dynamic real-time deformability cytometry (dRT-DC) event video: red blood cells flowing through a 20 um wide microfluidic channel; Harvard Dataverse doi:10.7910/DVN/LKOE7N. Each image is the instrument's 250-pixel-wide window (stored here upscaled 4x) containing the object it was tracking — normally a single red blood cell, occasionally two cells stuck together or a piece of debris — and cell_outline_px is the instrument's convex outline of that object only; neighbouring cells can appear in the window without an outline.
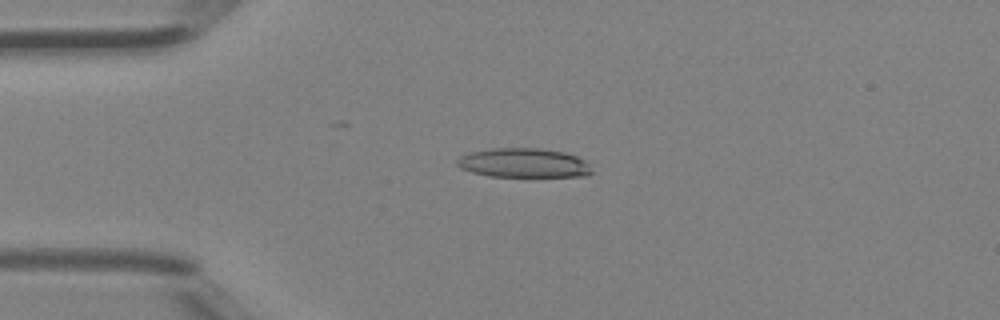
{"species": "Egyptian fruit bat (a non-hibernating species)", "species_latin": "Rousettus aegyptiacus", "temperature_condition": "room temperature", "stored_images_in_passage": 5, "camera_frame_rate_fps": 3000, "um_per_image_px": 0.085, "animal": {"sex": "female"}, "frame": {"image": 1, "passage_image": 3, "time_ms": 0.667, "image_size_px": [1000, 320], "cell_outline_px": [[592, 172], [588, 176], [488, 176], [472, 172], [460, 168], [456, 164], [456, 160], [460, 156], [468, 152], [488, 148], [540, 148], [564, 152], [576, 156], [584, 160], [588, 164]], "centroid_in_image_um": [44.47, 13.84], "position_along_channel_um": 40.5, "area_um2": 23.06}}
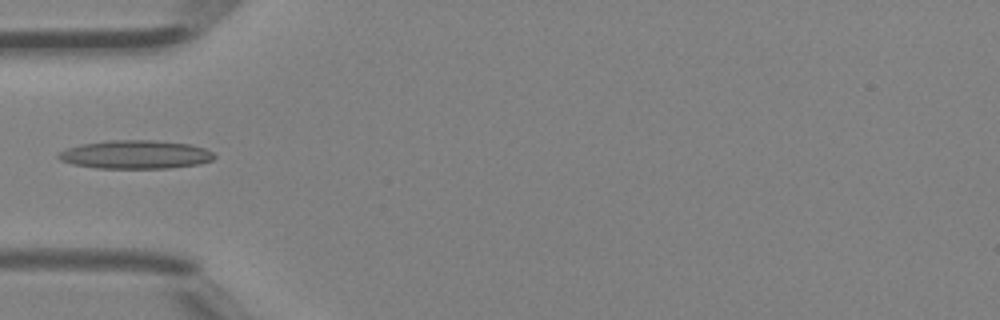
{"frame": {"image": 2, "passage_image": 4, "time_ms": 1.0, "image_size_px": [1000, 320], "cell_outline_px": [[216, 156], [212, 160], [200, 164], [168, 168], [96, 168], [72, 164], [60, 160], [56, 156], [60, 152], [68, 148], [80, 144], [112, 140], [152, 140], [188, 144], [204, 148], [212, 152]], "centroid_in_image_um": [11.51, 13.14], "position_along_channel_um": 73.5, "area_um2": 25.78}}
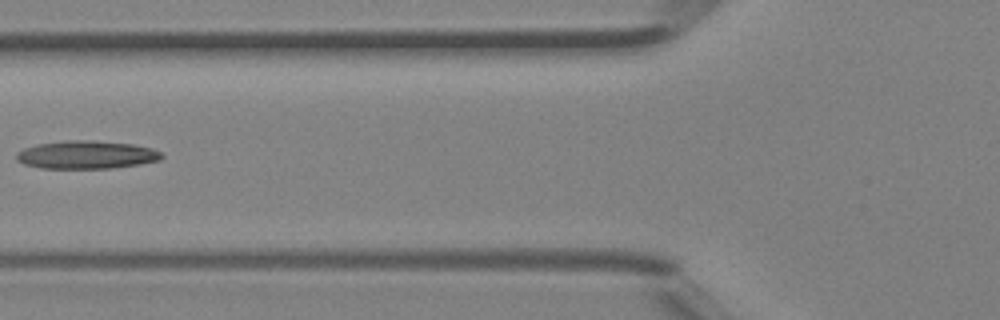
{"frame": {"image": 3, "passage_image": 5, "time_ms": 1.333, "image_size_px": [1000, 320], "cell_outline_px": [[164, 156], [160, 160], [140, 164], [112, 168], [40, 168], [24, 164], [16, 160], [16, 152], [24, 148], [36, 144], [68, 140], [88, 140], [132, 144], [152, 148], [160, 152]], "centroid_in_image_um": [7.33, 13.16], "position_along_channel_um": 118.5, "area_um2": 23.76}}